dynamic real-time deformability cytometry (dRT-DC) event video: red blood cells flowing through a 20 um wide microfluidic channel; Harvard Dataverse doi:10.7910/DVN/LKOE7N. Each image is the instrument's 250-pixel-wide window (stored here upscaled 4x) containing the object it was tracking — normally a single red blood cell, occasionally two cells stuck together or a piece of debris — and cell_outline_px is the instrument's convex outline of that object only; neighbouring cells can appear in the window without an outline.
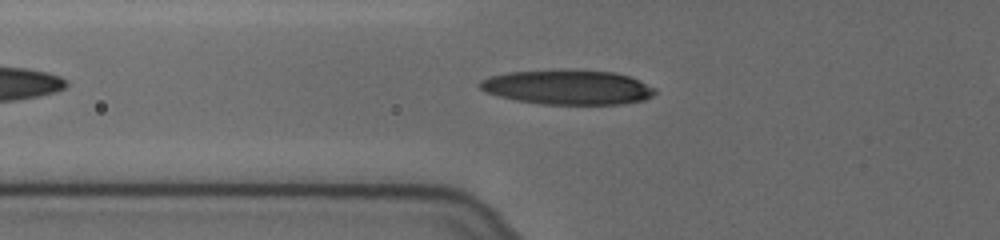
{"species": "human", "species_latin": "Homo sapiens", "temperature_condition": "cold", "stored_images_in_passage": 42, "camera_frame_rate_fps": 3000, "um_per_image_px": 0.085, "donor": {"sex": "female"}, "frame": {"image": 1, "passage_image": 7, "time_ms": 2.0, "image_size_px": [1000, 240], "cell_outline_px": [[656, 92], [652, 96], [644, 100], [620, 104], [544, 104], [516, 100], [484, 92], [480, 88], [480, 80], [488, 76], [508, 72], [616, 72], [640, 80], [656, 88]], "centroid_in_image_um": [48.28, 7.45], "position_along_channel_um": 77.5, "area_um2": 34.33}}
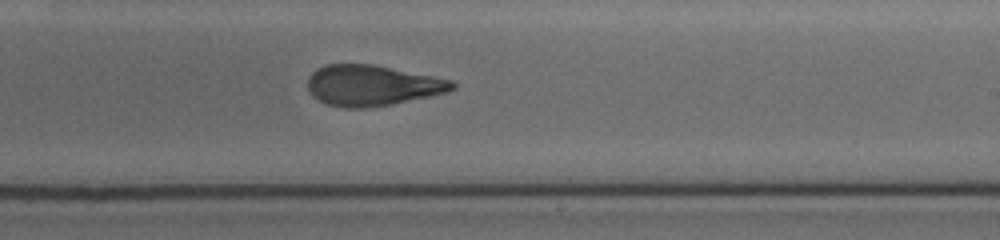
{"frame": {"image": 2, "passage_image": 22, "time_ms": 7.0, "image_size_px": [1000, 240], "cell_outline_px": [[456, 88], [448, 92], [392, 104], [364, 108], [344, 108], [328, 104], [312, 96], [308, 88], [308, 76], [312, 72], [324, 64], [372, 64], [436, 76], [452, 80], [456, 84]], "centroid_in_image_um": [31.65, 7.25], "position_along_channel_um": 257.4, "area_um2": 34.39}}
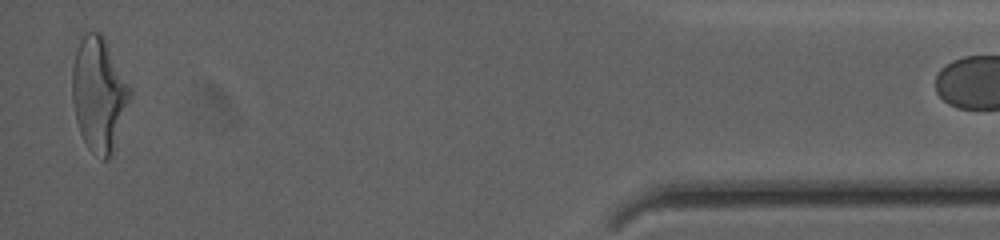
{"frame": {"image": 3, "passage_image": 41, "time_ms": 13.333, "image_size_px": [1000, 240], "cell_outline_px": [[132, 96], [112, 152], [108, 160], [104, 160], [92, 152], [88, 148], [80, 132], [76, 120], [72, 100], [72, 64], [80, 40], [84, 32], [100, 32], [104, 36], [132, 92]], "centroid_in_image_um": [8.39, 8.0], "position_along_channel_um": 426.8, "area_um2": 38.15}}